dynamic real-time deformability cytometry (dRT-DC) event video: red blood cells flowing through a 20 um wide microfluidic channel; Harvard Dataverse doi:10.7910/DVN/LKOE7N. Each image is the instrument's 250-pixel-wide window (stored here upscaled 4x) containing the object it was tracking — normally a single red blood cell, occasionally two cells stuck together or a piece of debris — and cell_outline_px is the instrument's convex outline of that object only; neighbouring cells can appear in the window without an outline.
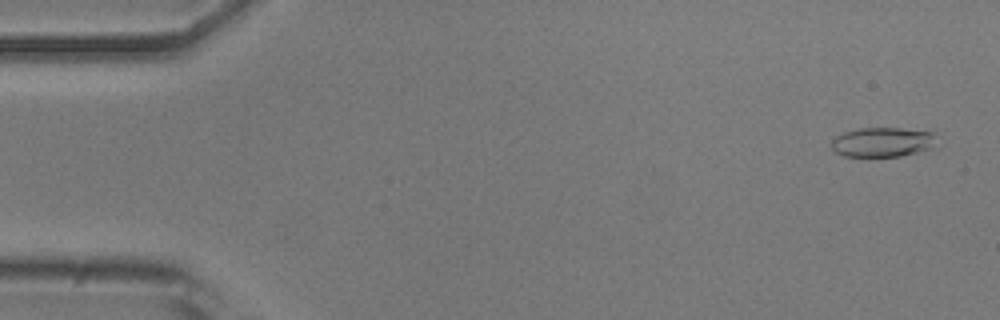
{"species": "common noctule bat (a hibernating species)", "species_latin": "Nyctalus noctula", "temperature_condition": "room temperature", "stored_images_in_passage": 51, "camera_frame_rate_fps": 3000, "um_per_image_px": 0.085, "animal": {"sex": "male", "body_mass_g": 20.5, "forearm_length_mm": 52.5}, "frame": {"image": 1, "passage_image": 2, "time_ms": 0.333, "image_size_px": [1000, 320], "cell_outline_px": [[932, 136], [928, 148], [916, 152], [900, 156], [844, 156], [836, 152], [832, 148], [832, 140], [836, 136], [844, 132], [860, 128], [900, 128], [932, 132]], "centroid_in_image_um": [74.89, 12.07], "position_along_channel_um": 10.1, "area_um2": 17.46}}
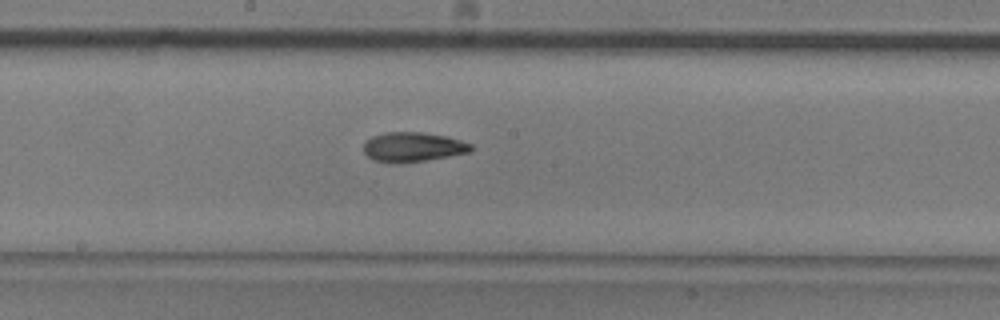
{"frame": {"image": 2, "passage_image": 27, "time_ms": 8.667, "image_size_px": [1000, 320], "cell_outline_px": [[472, 148], [468, 152], [428, 160], [400, 164], [392, 164], [372, 160], [364, 152], [364, 144], [372, 136], [384, 132], [424, 132], [444, 136], [460, 140], [472, 144]], "centroid_in_image_um": [35.05, 12.51], "position_along_channel_um": 213.1, "area_um2": 18.61}}
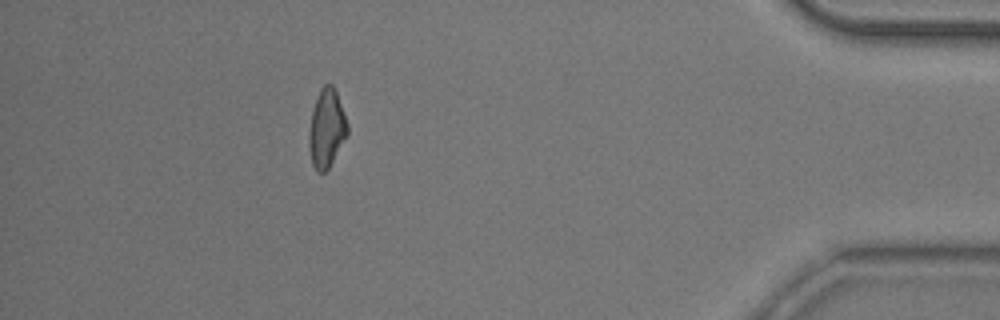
{"frame": {"image": 3, "passage_image": 46, "time_ms": 15.0, "image_size_px": [1000, 320], "cell_outline_px": [[348, 136], [328, 168], [324, 172], [316, 172], [312, 164], [308, 144], [308, 136], [312, 108], [320, 88], [324, 84], [332, 84], [336, 92], [348, 124]], "centroid_in_image_um": [27.75, 10.92], "position_along_channel_um": 407.5, "area_um2": 17.69}, "authors_computed_cell_mechanics": {"area_um2": 17.8602, "velocity_mm_per_s": 3.9032, "shape_relaxation_time_tau1_ms": 6.6297, "shape_relaxation_time_tau2_ms": 3.699, "deformation_change_tau1": 0.1692, "deformation_change_tau2": 0.1127}}